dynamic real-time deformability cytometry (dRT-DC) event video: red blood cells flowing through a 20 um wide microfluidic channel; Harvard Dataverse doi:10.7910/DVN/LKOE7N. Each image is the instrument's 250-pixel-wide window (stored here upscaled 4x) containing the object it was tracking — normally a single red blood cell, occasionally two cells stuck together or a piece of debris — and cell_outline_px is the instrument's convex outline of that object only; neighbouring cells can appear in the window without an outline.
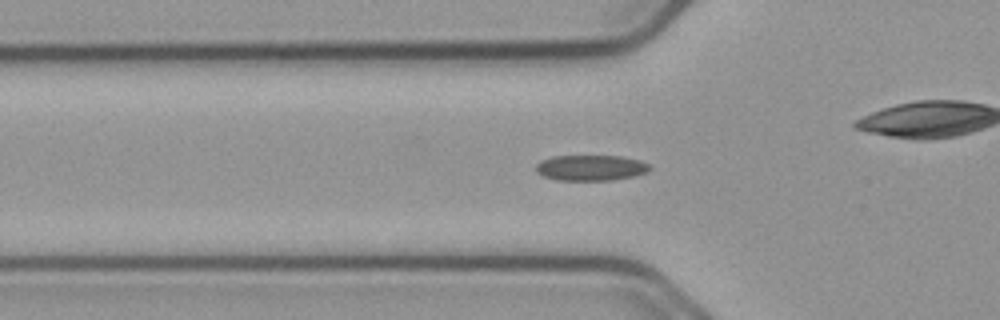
{"species": "common noctule bat (a hibernating species)", "species_latin": "Nyctalus noctula", "temperature_condition": "cold", "stored_images_in_passage": 56, "camera_frame_rate_fps": 3000, "um_per_image_px": 0.085, "animal": {"sex": "male", "body_mass_g": 23.1, "forearm_length_mm": 52.7}, "frame": {"image": 1, "passage_image": 18, "time_ms": 5.667, "image_size_px": [1000, 320], "cell_outline_px": [[652, 168], [648, 172], [636, 176], [612, 180], [556, 180], [540, 176], [536, 172], [536, 164], [540, 160], [552, 156], [620, 156], [640, 160], [648, 164]], "centroid_in_image_um": [50.2, 14.27], "position_along_channel_um": 75.6, "area_um2": 17.28}}
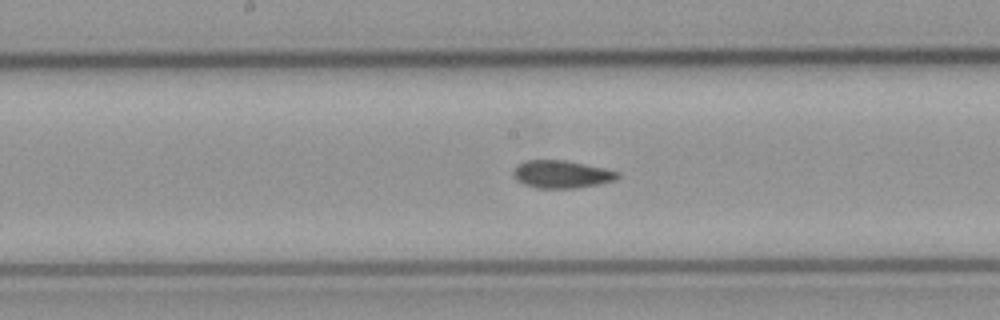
{"frame": {"image": 2, "passage_image": 28, "time_ms": 9.0, "image_size_px": [1000, 320], "cell_outline_px": [[620, 176], [616, 180], [600, 184], [576, 188], [536, 188], [524, 184], [516, 180], [512, 176], [512, 172], [516, 164], [524, 160], [564, 160], [600, 168], [616, 172]], "centroid_in_image_um": [47.65, 14.82], "position_along_channel_um": 200.6, "area_um2": 16.76}}
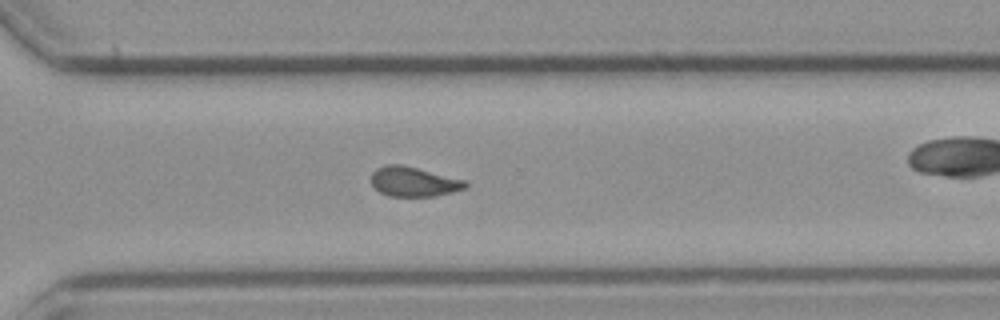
{"frame": {"image": 3, "passage_image": 39, "time_ms": 12.667, "image_size_px": [1000, 320], "cell_outline_px": [[468, 188], [436, 196], [388, 196], [380, 192], [372, 184], [372, 172], [376, 168], [388, 164], [400, 164], [468, 180]], "centroid_in_image_um": [35.21, 15.44], "position_along_channel_um": 335.4, "area_um2": 16.42}, "authors_computed_cell_mechanics": {"area_um2": 16.5597, "velocity_mm_per_s": 3.7017, "shape_relaxation_time_tau1_ms": 8.2448, "shape_relaxation_time_tau2_ms": 2.7801, "deformation_change_tau1": 0.161, "deformation_change_tau2": 0.0839}}